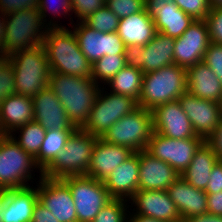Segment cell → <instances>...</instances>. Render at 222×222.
Segmentation results:
<instances>
[{"label": "cell", "mask_w": 222, "mask_h": 222, "mask_svg": "<svg viewBox=\"0 0 222 222\" xmlns=\"http://www.w3.org/2000/svg\"><path fill=\"white\" fill-rule=\"evenodd\" d=\"M125 199H112L108 202L92 222H127L129 215L126 214L127 208ZM127 207V208H126ZM128 215V216H126Z\"/></svg>", "instance_id": "obj_35"}, {"label": "cell", "mask_w": 222, "mask_h": 222, "mask_svg": "<svg viewBox=\"0 0 222 222\" xmlns=\"http://www.w3.org/2000/svg\"><path fill=\"white\" fill-rule=\"evenodd\" d=\"M17 130H20L18 140L13 134H11V136L24 151L35 158L39 154L46 130L35 120L19 127L14 132Z\"/></svg>", "instance_id": "obj_32"}, {"label": "cell", "mask_w": 222, "mask_h": 222, "mask_svg": "<svg viewBox=\"0 0 222 222\" xmlns=\"http://www.w3.org/2000/svg\"><path fill=\"white\" fill-rule=\"evenodd\" d=\"M105 4L104 0H71L72 11L80 21L86 19Z\"/></svg>", "instance_id": "obj_42"}, {"label": "cell", "mask_w": 222, "mask_h": 222, "mask_svg": "<svg viewBox=\"0 0 222 222\" xmlns=\"http://www.w3.org/2000/svg\"><path fill=\"white\" fill-rule=\"evenodd\" d=\"M97 136L76 128L68 137L64 149L43 172L50 179L86 175Z\"/></svg>", "instance_id": "obj_6"}, {"label": "cell", "mask_w": 222, "mask_h": 222, "mask_svg": "<svg viewBox=\"0 0 222 222\" xmlns=\"http://www.w3.org/2000/svg\"><path fill=\"white\" fill-rule=\"evenodd\" d=\"M142 49L141 45L125 46V64L142 71Z\"/></svg>", "instance_id": "obj_44"}, {"label": "cell", "mask_w": 222, "mask_h": 222, "mask_svg": "<svg viewBox=\"0 0 222 222\" xmlns=\"http://www.w3.org/2000/svg\"><path fill=\"white\" fill-rule=\"evenodd\" d=\"M145 9L154 22L156 32L173 38L182 36L194 22L174 0H145Z\"/></svg>", "instance_id": "obj_16"}, {"label": "cell", "mask_w": 222, "mask_h": 222, "mask_svg": "<svg viewBox=\"0 0 222 222\" xmlns=\"http://www.w3.org/2000/svg\"><path fill=\"white\" fill-rule=\"evenodd\" d=\"M134 153L128 147L109 144L97 138L86 176L104 182L113 170Z\"/></svg>", "instance_id": "obj_19"}, {"label": "cell", "mask_w": 222, "mask_h": 222, "mask_svg": "<svg viewBox=\"0 0 222 222\" xmlns=\"http://www.w3.org/2000/svg\"><path fill=\"white\" fill-rule=\"evenodd\" d=\"M75 26L73 33L80 50L92 64L104 55H124L125 45L117 32L101 33L83 21Z\"/></svg>", "instance_id": "obj_14"}, {"label": "cell", "mask_w": 222, "mask_h": 222, "mask_svg": "<svg viewBox=\"0 0 222 222\" xmlns=\"http://www.w3.org/2000/svg\"><path fill=\"white\" fill-rule=\"evenodd\" d=\"M73 131L46 130L39 154L34 158L36 165L44 172L64 149L66 141Z\"/></svg>", "instance_id": "obj_31"}, {"label": "cell", "mask_w": 222, "mask_h": 222, "mask_svg": "<svg viewBox=\"0 0 222 222\" xmlns=\"http://www.w3.org/2000/svg\"><path fill=\"white\" fill-rule=\"evenodd\" d=\"M214 151L218 160H222V118L216 130L205 141Z\"/></svg>", "instance_id": "obj_46"}, {"label": "cell", "mask_w": 222, "mask_h": 222, "mask_svg": "<svg viewBox=\"0 0 222 222\" xmlns=\"http://www.w3.org/2000/svg\"><path fill=\"white\" fill-rule=\"evenodd\" d=\"M218 161L212 148L204 142L196 151L191 163L181 174V177L193 187L206 190L210 173Z\"/></svg>", "instance_id": "obj_29"}, {"label": "cell", "mask_w": 222, "mask_h": 222, "mask_svg": "<svg viewBox=\"0 0 222 222\" xmlns=\"http://www.w3.org/2000/svg\"><path fill=\"white\" fill-rule=\"evenodd\" d=\"M102 91L104 92V88L101 90L100 87L90 116L81 128L98 138L124 115L131 113L138 107L137 101L132 97L111 92L106 94V91L104 95Z\"/></svg>", "instance_id": "obj_10"}, {"label": "cell", "mask_w": 222, "mask_h": 222, "mask_svg": "<svg viewBox=\"0 0 222 222\" xmlns=\"http://www.w3.org/2000/svg\"><path fill=\"white\" fill-rule=\"evenodd\" d=\"M15 93L14 69L9 56L0 54V103Z\"/></svg>", "instance_id": "obj_36"}, {"label": "cell", "mask_w": 222, "mask_h": 222, "mask_svg": "<svg viewBox=\"0 0 222 222\" xmlns=\"http://www.w3.org/2000/svg\"><path fill=\"white\" fill-rule=\"evenodd\" d=\"M207 213L222 216V191L207 194Z\"/></svg>", "instance_id": "obj_48"}, {"label": "cell", "mask_w": 222, "mask_h": 222, "mask_svg": "<svg viewBox=\"0 0 222 222\" xmlns=\"http://www.w3.org/2000/svg\"><path fill=\"white\" fill-rule=\"evenodd\" d=\"M2 136H4V133H3L1 126H0V137H2Z\"/></svg>", "instance_id": "obj_55"}, {"label": "cell", "mask_w": 222, "mask_h": 222, "mask_svg": "<svg viewBox=\"0 0 222 222\" xmlns=\"http://www.w3.org/2000/svg\"><path fill=\"white\" fill-rule=\"evenodd\" d=\"M35 168L43 175L35 159L11 135L0 137V190L29 186L27 181L33 178Z\"/></svg>", "instance_id": "obj_8"}, {"label": "cell", "mask_w": 222, "mask_h": 222, "mask_svg": "<svg viewBox=\"0 0 222 222\" xmlns=\"http://www.w3.org/2000/svg\"><path fill=\"white\" fill-rule=\"evenodd\" d=\"M138 182L139 152H135L113 170L103 183L112 198L129 200L138 191Z\"/></svg>", "instance_id": "obj_22"}, {"label": "cell", "mask_w": 222, "mask_h": 222, "mask_svg": "<svg viewBox=\"0 0 222 222\" xmlns=\"http://www.w3.org/2000/svg\"><path fill=\"white\" fill-rule=\"evenodd\" d=\"M172 222H189V220L180 218L179 220L172 221Z\"/></svg>", "instance_id": "obj_54"}, {"label": "cell", "mask_w": 222, "mask_h": 222, "mask_svg": "<svg viewBox=\"0 0 222 222\" xmlns=\"http://www.w3.org/2000/svg\"><path fill=\"white\" fill-rule=\"evenodd\" d=\"M31 222H59L39 201L34 206Z\"/></svg>", "instance_id": "obj_47"}, {"label": "cell", "mask_w": 222, "mask_h": 222, "mask_svg": "<svg viewBox=\"0 0 222 222\" xmlns=\"http://www.w3.org/2000/svg\"><path fill=\"white\" fill-rule=\"evenodd\" d=\"M203 62L216 74L222 84V44L210 42Z\"/></svg>", "instance_id": "obj_41"}, {"label": "cell", "mask_w": 222, "mask_h": 222, "mask_svg": "<svg viewBox=\"0 0 222 222\" xmlns=\"http://www.w3.org/2000/svg\"><path fill=\"white\" fill-rule=\"evenodd\" d=\"M187 92L186 68L172 64L143 75L138 106L153 110L158 105L178 100Z\"/></svg>", "instance_id": "obj_3"}, {"label": "cell", "mask_w": 222, "mask_h": 222, "mask_svg": "<svg viewBox=\"0 0 222 222\" xmlns=\"http://www.w3.org/2000/svg\"><path fill=\"white\" fill-rule=\"evenodd\" d=\"M48 87L62 103L70 122L81 129L90 116L100 86L92 78L51 71Z\"/></svg>", "instance_id": "obj_1"}, {"label": "cell", "mask_w": 222, "mask_h": 222, "mask_svg": "<svg viewBox=\"0 0 222 222\" xmlns=\"http://www.w3.org/2000/svg\"><path fill=\"white\" fill-rule=\"evenodd\" d=\"M166 191L176 205L182 219L207 213V193L205 190L193 187L181 176Z\"/></svg>", "instance_id": "obj_23"}, {"label": "cell", "mask_w": 222, "mask_h": 222, "mask_svg": "<svg viewBox=\"0 0 222 222\" xmlns=\"http://www.w3.org/2000/svg\"><path fill=\"white\" fill-rule=\"evenodd\" d=\"M210 42L222 44V7L211 8L205 18Z\"/></svg>", "instance_id": "obj_40"}, {"label": "cell", "mask_w": 222, "mask_h": 222, "mask_svg": "<svg viewBox=\"0 0 222 222\" xmlns=\"http://www.w3.org/2000/svg\"><path fill=\"white\" fill-rule=\"evenodd\" d=\"M119 19L145 9V0H109L105 4Z\"/></svg>", "instance_id": "obj_38"}, {"label": "cell", "mask_w": 222, "mask_h": 222, "mask_svg": "<svg viewBox=\"0 0 222 222\" xmlns=\"http://www.w3.org/2000/svg\"><path fill=\"white\" fill-rule=\"evenodd\" d=\"M222 191V160H219L213 167L209 182L205 192L207 194H214Z\"/></svg>", "instance_id": "obj_45"}, {"label": "cell", "mask_w": 222, "mask_h": 222, "mask_svg": "<svg viewBox=\"0 0 222 222\" xmlns=\"http://www.w3.org/2000/svg\"><path fill=\"white\" fill-rule=\"evenodd\" d=\"M153 132L152 110L138 106L114 123L100 138L106 143L139 152L146 150Z\"/></svg>", "instance_id": "obj_7"}, {"label": "cell", "mask_w": 222, "mask_h": 222, "mask_svg": "<svg viewBox=\"0 0 222 222\" xmlns=\"http://www.w3.org/2000/svg\"><path fill=\"white\" fill-rule=\"evenodd\" d=\"M175 38L157 32L142 49V72L157 71L174 64Z\"/></svg>", "instance_id": "obj_28"}, {"label": "cell", "mask_w": 222, "mask_h": 222, "mask_svg": "<svg viewBox=\"0 0 222 222\" xmlns=\"http://www.w3.org/2000/svg\"><path fill=\"white\" fill-rule=\"evenodd\" d=\"M70 189L78 222H92L113 198L104 183L92 177L69 176L61 179Z\"/></svg>", "instance_id": "obj_9"}, {"label": "cell", "mask_w": 222, "mask_h": 222, "mask_svg": "<svg viewBox=\"0 0 222 222\" xmlns=\"http://www.w3.org/2000/svg\"><path fill=\"white\" fill-rule=\"evenodd\" d=\"M119 18L104 5L93 14L89 15L83 22L101 33L117 32Z\"/></svg>", "instance_id": "obj_34"}, {"label": "cell", "mask_w": 222, "mask_h": 222, "mask_svg": "<svg viewBox=\"0 0 222 222\" xmlns=\"http://www.w3.org/2000/svg\"><path fill=\"white\" fill-rule=\"evenodd\" d=\"M32 100L34 120L45 130L74 131L76 129L68 119L62 103L48 86L33 96Z\"/></svg>", "instance_id": "obj_18"}, {"label": "cell", "mask_w": 222, "mask_h": 222, "mask_svg": "<svg viewBox=\"0 0 222 222\" xmlns=\"http://www.w3.org/2000/svg\"><path fill=\"white\" fill-rule=\"evenodd\" d=\"M125 65L124 55H104L92 64V79L105 85Z\"/></svg>", "instance_id": "obj_33"}, {"label": "cell", "mask_w": 222, "mask_h": 222, "mask_svg": "<svg viewBox=\"0 0 222 222\" xmlns=\"http://www.w3.org/2000/svg\"><path fill=\"white\" fill-rule=\"evenodd\" d=\"M210 44L205 20H194L182 36L175 38L174 64L188 68L203 61Z\"/></svg>", "instance_id": "obj_15"}, {"label": "cell", "mask_w": 222, "mask_h": 222, "mask_svg": "<svg viewBox=\"0 0 222 222\" xmlns=\"http://www.w3.org/2000/svg\"><path fill=\"white\" fill-rule=\"evenodd\" d=\"M34 120L32 97L12 94L0 103V126L4 135Z\"/></svg>", "instance_id": "obj_24"}, {"label": "cell", "mask_w": 222, "mask_h": 222, "mask_svg": "<svg viewBox=\"0 0 222 222\" xmlns=\"http://www.w3.org/2000/svg\"><path fill=\"white\" fill-rule=\"evenodd\" d=\"M174 2L194 20H205L211 9L208 0H174Z\"/></svg>", "instance_id": "obj_39"}, {"label": "cell", "mask_w": 222, "mask_h": 222, "mask_svg": "<svg viewBox=\"0 0 222 222\" xmlns=\"http://www.w3.org/2000/svg\"><path fill=\"white\" fill-rule=\"evenodd\" d=\"M210 8L222 7V0H208Z\"/></svg>", "instance_id": "obj_53"}, {"label": "cell", "mask_w": 222, "mask_h": 222, "mask_svg": "<svg viewBox=\"0 0 222 222\" xmlns=\"http://www.w3.org/2000/svg\"><path fill=\"white\" fill-rule=\"evenodd\" d=\"M6 204V191L5 190H0V215H1V210L4 209Z\"/></svg>", "instance_id": "obj_52"}, {"label": "cell", "mask_w": 222, "mask_h": 222, "mask_svg": "<svg viewBox=\"0 0 222 222\" xmlns=\"http://www.w3.org/2000/svg\"><path fill=\"white\" fill-rule=\"evenodd\" d=\"M178 101L196 135L206 141L222 118V103L202 99L189 92H185Z\"/></svg>", "instance_id": "obj_12"}, {"label": "cell", "mask_w": 222, "mask_h": 222, "mask_svg": "<svg viewBox=\"0 0 222 222\" xmlns=\"http://www.w3.org/2000/svg\"><path fill=\"white\" fill-rule=\"evenodd\" d=\"M38 3L39 0H0V13L6 15L24 9H34L38 7Z\"/></svg>", "instance_id": "obj_43"}, {"label": "cell", "mask_w": 222, "mask_h": 222, "mask_svg": "<svg viewBox=\"0 0 222 222\" xmlns=\"http://www.w3.org/2000/svg\"><path fill=\"white\" fill-rule=\"evenodd\" d=\"M143 75L141 70L125 65L107 82V85L109 84L111 93L132 97L138 101L142 90Z\"/></svg>", "instance_id": "obj_30"}, {"label": "cell", "mask_w": 222, "mask_h": 222, "mask_svg": "<svg viewBox=\"0 0 222 222\" xmlns=\"http://www.w3.org/2000/svg\"><path fill=\"white\" fill-rule=\"evenodd\" d=\"M14 69L16 94L33 97L48 86L50 67L43 45L9 56Z\"/></svg>", "instance_id": "obj_4"}, {"label": "cell", "mask_w": 222, "mask_h": 222, "mask_svg": "<svg viewBox=\"0 0 222 222\" xmlns=\"http://www.w3.org/2000/svg\"><path fill=\"white\" fill-rule=\"evenodd\" d=\"M38 201L42 203L59 222H78L74 200L69 187L61 179L39 177Z\"/></svg>", "instance_id": "obj_13"}, {"label": "cell", "mask_w": 222, "mask_h": 222, "mask_svg": "<svg viewBox=\"0 0 222 222\" xmlns=\"http://www.w3.org/2000/svg\"><path fill=\"white\" fill-rule=\"evenodd\" d=\"M179 176L168 163L153 157L146 150L139 151L138 190H167Z\"/></svg>", "instance_id": "obj_21"}, {"label": "cell", "mask_w": 222, "mask_h": 222, "mask_svg": "<svg viewBox=\"0 0 222 222\" xmlns=\"http://www.w3.org/2000/svg\"><path fill=\"white\" fill-rule=\"evenodd\" d=\"M136 206L137 215L165 222L179 220L180 213L166 190H138L129 200Z\"/></svg>", "instance_id": "obj_20"}, {"label": "cell", "mask_w": 222, "mask_h": 222, "mask_svg": "<svg viewBox=\"0 0 222 222\" xmlns=\"http://www.w3.org/2000/svg\"><path fill=\"white\" fill-rule=\"evenodd\" d=\"M187 92L202 99L222 103V84L216 74L203 62L186 69Z\"/></svg>", "instance_id": "obj_26"}, {"label": "cell", "mask_w": 222, "mask_h": 222, "mask_svg": "<svg viewBox=\"0 0 222 222\" xmlns=\"http://www.w3.org/2000/svg\"><path fill=\"white\" fill-rule=\"evenodd\" d=\"M188 220L189 222H222V216L206 213L192 216Z\"/></svg>", "instance_id": "obj_49"}, {"label": "cell", "mask_w": 222, "mask_h": 222, "mask_svg": "<svg viewBox=\"0 0 222 222\" xmlns=\"http://www.w3.org/2000/svg\"><path fill=\"white\" fill-rule=\"evenodd\" d=\"M53 1H55V0H53ZM53 1L52 0H39L37 9L42 16L43 22H45V24H46V26H48V28H64V26L57 24L56 21H54V23H53V20L48 21L49 23L47 24L46 23L47 22L46 21V17H47L46 13L51 10V13L54 14V16L55 15L58 16L61 14L67 15L68 13H70L72 11L71 0H57L58 2L55 1L56 3H58L57 6L55 5V2L53 3ZM59 2H60V4H59ZM53 5H55V6H53Z\"/></svg>", "instance_id": "obj_37"}, {"label": "cell", "mask_w": 222, "mask_h": 222, "mask_svg": "<svg viewBox=\"0 0 222 222\" xmlns=\"http://www.w3.org/2000/svg\"><path fill=\"white\" fill-rule=\"evenodd\" d=\"M152 116L153 130L158 134L177 140L197 136L178 100L158 105Z\"/></svg>", "instance_id": "obj_17"}, {"label": "cell", "mask_w": 222, "mask_h": 222, "mask_svg": "<svg viewBox=\"0 0 222 222\" xmlns=\"http://www.w3.org/2000/svg\"><path fill=\"white\" fill-rule=\"evenodd\" d=\"M204 142L205 140L199 136L177 140L153 132L146 151L153 157L168 163L181 176Z\"/></svg>", "instance_id": "obj_11"}, {"label": "cell", "mask_w": 222, "mask_h": 222, "mask_svg": "<svg viewBox=\"0 0 222 222\" xmlns=\"http://www.w3.org/2000/svg\"><path fill=\"white\" fill-rule=\"evenodd\" d=\"M6 204L1 210L2 222H31L38 201L37 188L26 186L6 189Z\"/></svg>", "instance_id": "obj_25"}, {"label": "cell", "mask_w": 222, "mask_h": 222, "mask_svg": "<svg viewBox=\"0 0 222 222\" xmlns=\"http://www.w3.org/2000/svg\"><path fill=\"white\" fill-rule=\"evenodd\" d=\"M130 217L128 218L127 222H165L162 220H157L154 219L152 217H147V216H143V215H137V214H129Z\"/></svg>", "instance_id": "obj_50"}, {"label": "cell", "mask_w": 222, "mask_h": 222, "mask_svg": "<svg viewBox=\"0 0 222 222\" xmlns=\"http://www.w3.org/2000/svg\"><path fill=\"white\" fill-rule=\"evenodd\" d=\"M156 33L154 22L148 16L146 9L119 20L117 34L125 46H145Z\"/></svg>", "instance_id": "obj_27"}, {"label": "cell", "mask_w": 222, "mask_h": 222, "mask_svg": "<svg viewBox=\"0 0 222 222\" xmlns=\"http://www.w3.org/2000/svg\"><path fill=\"white\" fill-rule=\"evenodd\" d=\"M42 45L51 71L92 78V63L81 52L72 30L48 28Z\"/></svg>", "instance_id": "obj_2"}, {"label": "cell", "mask_w": 222, "mask_h": 222, "mask_svg": "<svg viewBox=\"0 0 222 222\" xmlns=\"http://www.w3.org/2000/svg\"><path fill=\"white\" fill-rule=\"evenodd\" d=\"M44 25L37 8L6 14L3 55L10 56L17 51L42 45L48 31V26Z\"/></svg>", "instance_id": "obj_5"}, {"label": "cell", "mask_w": 222, "mask_h": 222, "mask_svg": "<svg viewBox=\"0 0 222 222\" xmlns=\"http://www.w3.org/2000/svg\"><path fill=\"white\" fill-rule=\"evenodd\" d=\"M2 16V17H1ZM5 15L0 13V54H3Z\"/></svg>", "instance_id": "obj_51"}]
</instances>
